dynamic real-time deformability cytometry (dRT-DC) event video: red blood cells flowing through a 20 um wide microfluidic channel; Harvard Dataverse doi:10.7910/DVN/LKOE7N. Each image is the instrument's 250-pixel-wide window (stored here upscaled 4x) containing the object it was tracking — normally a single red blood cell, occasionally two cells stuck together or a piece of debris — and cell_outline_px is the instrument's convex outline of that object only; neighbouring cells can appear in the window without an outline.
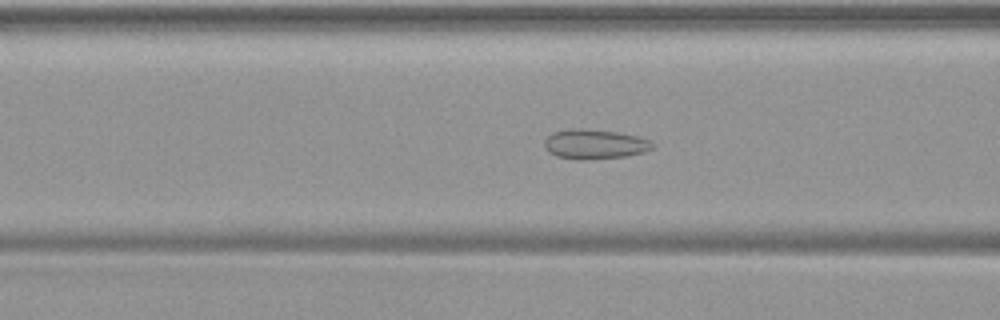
{"species": "common noctule bat (a hibernating species)", "species_latin": "Nyctalus noctula", "temperature_condition": "warm", "stored_images_in_passage": 39, "camera_frame_rate_fps": 3000, "um_per_image_px": 0.085, "animal": {"sex": "female", "body_mass_g": 19.9}, "frame": {"image": 1, "passage_image": 9, "time_ms": 2.667, "image_size_px": [1000, 320], "cell_outline_px": [[652, 148], [644, 152], [624, 156], [592, 160], [576, 160], [556, 156], [548, 152], [544, 148], [544, 140], [552, 132], [572, 128], [584, 128], [616, 132], [636, 136], [648, 140], [652, 144]], "centroid_in_image_um": [50.47, 12.26], "position_along_channel_um": 116.1, "area_um2": 18.79}}
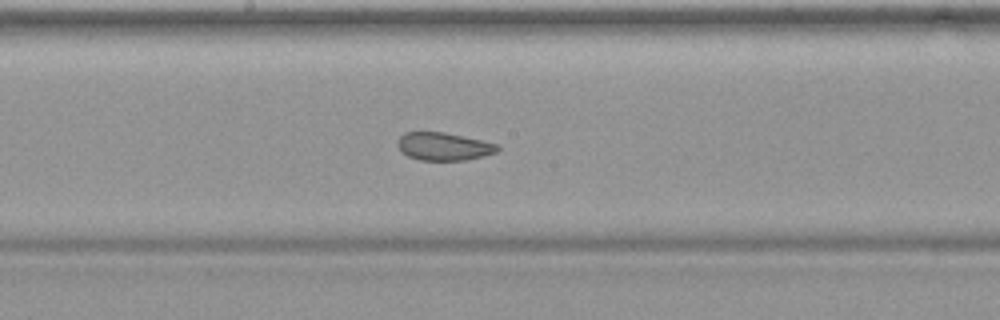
{"frame": {"image": 2, "passage_image": 16, "time_ms": 5.0, "image_size_px": [1000, 320], "cell_outline_px": [[500, 148], [496, 152], [484, 156], [464, 160], [420, 160], [408, 156], [400, 152], [396, 144], [396, 140], [404, 132], [444, 132], [480, 140], [496, 144]], "centroid_in_image_um": [37.65, 12.45], "position_along_channel_um": 210.6, "area_um2": 16.24}}
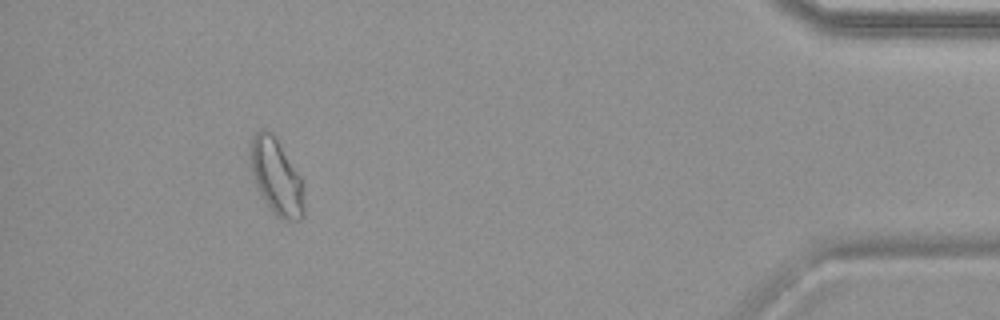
{"frame": {"image": 3, "passage_image": 35, "time_ms": 11.333, "image_size_px": [1000, 320], "cell_outline_px": [[304, 216], [300, 220], [288, 220], [276, 216], [260, 192], [256, 184], [252, 172], [248, 148], [252, 136], [260, 128], [264, 128], [272, 132], [300, 176], [304, 208]], "centroid_in_image_um": [23.46, 14.97], "position_along_channel_um": 411.7, "area_um2": 23.41}}